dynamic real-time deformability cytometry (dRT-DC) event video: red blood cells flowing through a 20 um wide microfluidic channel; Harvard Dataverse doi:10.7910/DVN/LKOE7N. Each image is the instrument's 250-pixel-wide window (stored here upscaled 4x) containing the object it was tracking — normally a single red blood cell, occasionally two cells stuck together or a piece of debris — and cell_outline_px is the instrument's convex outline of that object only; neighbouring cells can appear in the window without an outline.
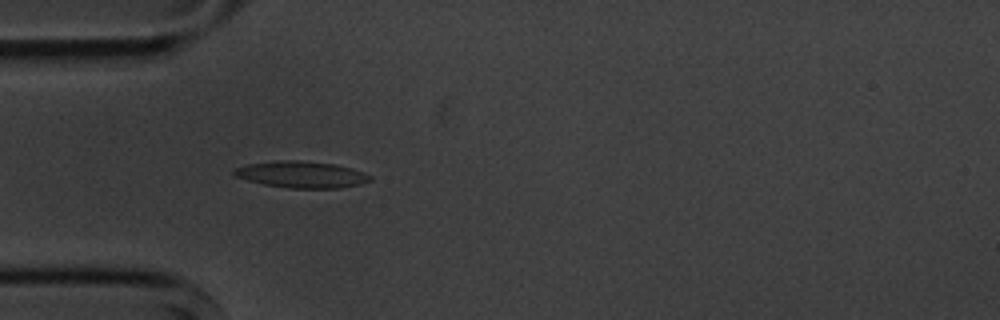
{"species": "common noctule bat (a hibernating species)", "species_latin": "Nyctalus noctula", "temperature_condition": "cold", "stored_images_in_passage": 1, "camera_frame_rate_fps": 3000, "um_per_image_px": 0.085, "animal": {"sex": "male", "body_mass_g": 20.1, "forearm_length_mm": 53.5}, "frame": {"image": 1, "passage_image": 1, "time_ms": 0.0, "image_size_px": [1000, 320], "cell_outline_px": [[372, 180], [360, 184], [340, 188], [288, 188], [264, 184], [248, 180], [236, 176], [232, 172], [236, 168], [248, 164], [280, 160], [300, 160], [336, 164], [352, 168], [364, 172], [372, 176]], "centroid_in_image_um": [25.68, 14.83], "position_along_channel_um": 59.3, "area_um2": 21.04}}